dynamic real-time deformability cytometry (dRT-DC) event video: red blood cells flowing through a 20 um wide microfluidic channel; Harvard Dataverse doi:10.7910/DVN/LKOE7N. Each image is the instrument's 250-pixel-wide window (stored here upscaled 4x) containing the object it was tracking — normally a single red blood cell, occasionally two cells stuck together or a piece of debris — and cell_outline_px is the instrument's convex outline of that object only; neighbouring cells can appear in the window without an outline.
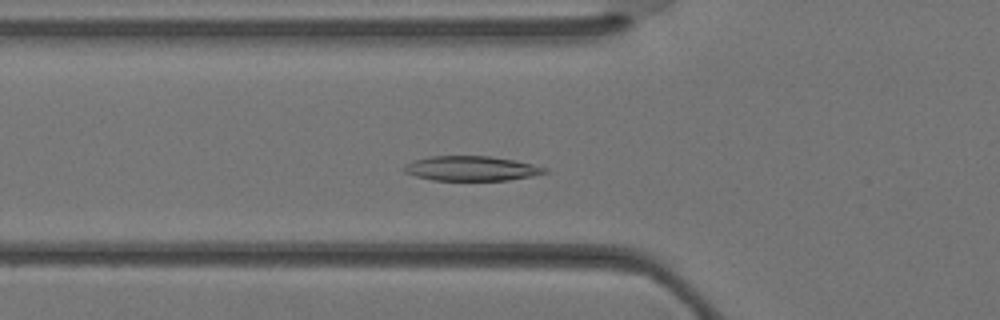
{"species": "Egyptian fruit bat (a non-hibernating species)", "species_latin": "Rousettus aegyptiacus", "temperature_condition": "warm", "stored_images_in_passage": 30, "camera_frame_rate_fps": 3000, "um_per_image_px": 0.085, "animal": {"sex": "female"}, "frame": {"image": 1, "passage_image": 6, "time_ms": 1.667, "image_size_px": [1000, 320], "cell_outline_px": [[548, 172], [532, 176], [508, 180], [432, 180], [416, 176], [404, 172], [404, 164], [412, 160], [428, 156], [488, 156], [512, 160], [532, 164], [548, 168]], "centroid_in_image_um": [40.03, 14.31], "position_along_channel_um": 85.8, "area_um2": 20.23}}
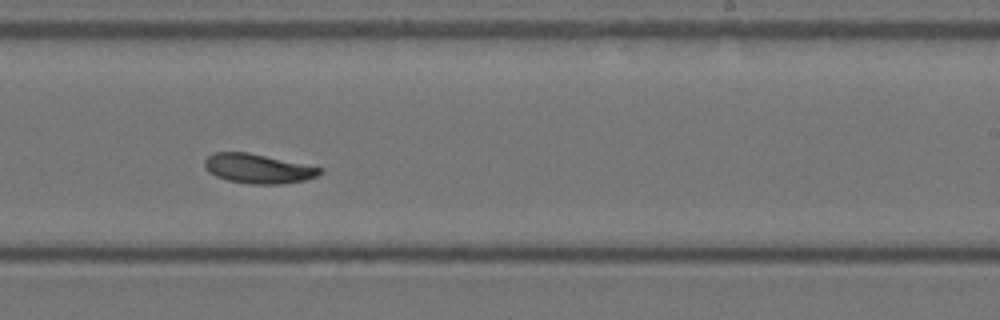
{"frame": {"image": 2, "passage_image": 16, "time_ms": 5.0, "image_size_px": [1000, 320], "cell_outline_px": [[324, 172], [316, 176], [304, 180], [280, 184], [248, 184], [228, 180], [216, 176], [204, 164], [204, 160], [212, 152], [248, 152], [324, 168]], "centroid_in_image_um": [21.97, 14.33], "position_along_channel_um": 267.0, "area_um2": 19.65}}
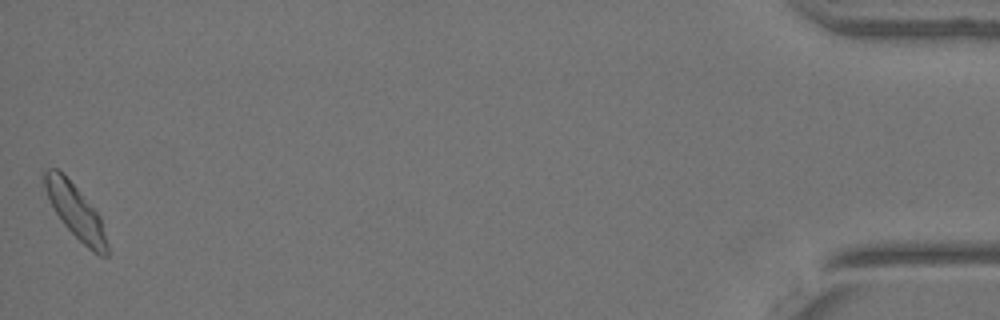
{"frame": {"image": 3, "passage_image": 30, "time_ms": 9.667, "image_size_px": [1000, 320], "cell_outline_px": [[108, 256], [100, 256], [92, 252], [64, 224], [56, 212], [44, 188], [44, 168], [56, 168], [76, 188], [100, 216], [108, 244]], "centroid_in_image_um": [6.44, 18.0], "position_along_channel_um": 428.8, "area_um2": 18.96}}